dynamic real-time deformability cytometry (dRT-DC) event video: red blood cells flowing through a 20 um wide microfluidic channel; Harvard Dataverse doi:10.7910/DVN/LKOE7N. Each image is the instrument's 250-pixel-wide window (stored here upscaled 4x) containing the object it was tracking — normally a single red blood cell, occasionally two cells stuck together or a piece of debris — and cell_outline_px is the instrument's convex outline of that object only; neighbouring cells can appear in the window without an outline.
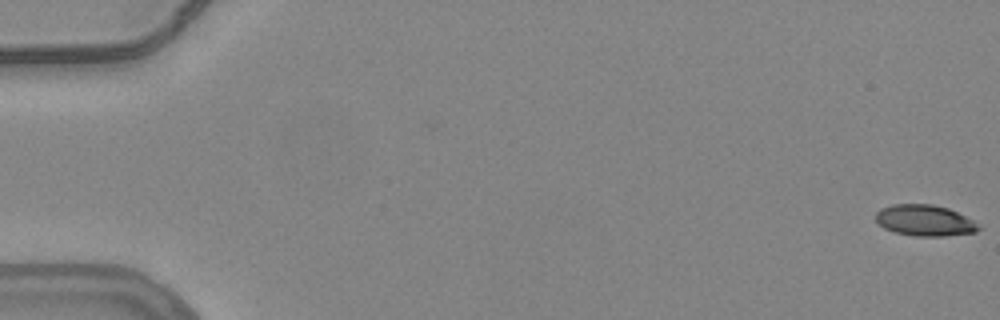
{"species": "common noctule bat (a hibernating species)", "species_latin": "Nyctalus noctula", "temperature_condition": "warm", "stored_images_in_passage": 56, "camera_frame_rate_fps": 3000, "um_per_image_px": 0.085, "animal": {"sex": "female", "body_mass_g": 24.6, "forearm_length_mm": 56.2}, "frame": {"image": 1, "passage_image": 1, "time_ms": 0.0, "image_size_px": [1000, 320], "cell_outline_px": [[980, 228], [976, 232], [944, 236], [916, 236], [896, 232], [884, 228], [876, 220], [876, 212], [880, 208], [892, 204], [932, 204], [948, 208], [972, 220]], "centroid_in_image_um": [78.57, 18.73], "position_along_channel_um": 6.4, "area_um2": 18.44}}
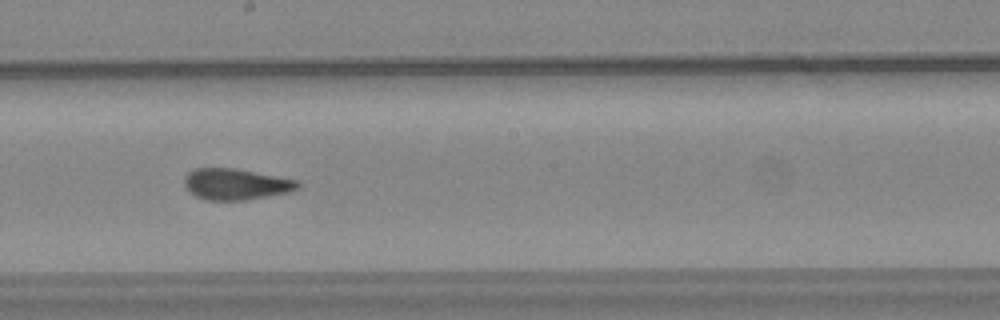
{"frame": {"image": 2, "passage_image": 32, "time_ms": 10.333, "image_size_px": [1000, 320], "cell_outline_px": [[300, 188], [288, 192], [248, 200], [204, 200], [196, 196], [184, 184], [184, 176], [188, 172], [196, 168], [236, 168], [296, 180], [300, 184]], "centroid_in_image_um": [20.04, 15.65], "position_along_channel_um": 228.2, "area_um2": 20.52}}
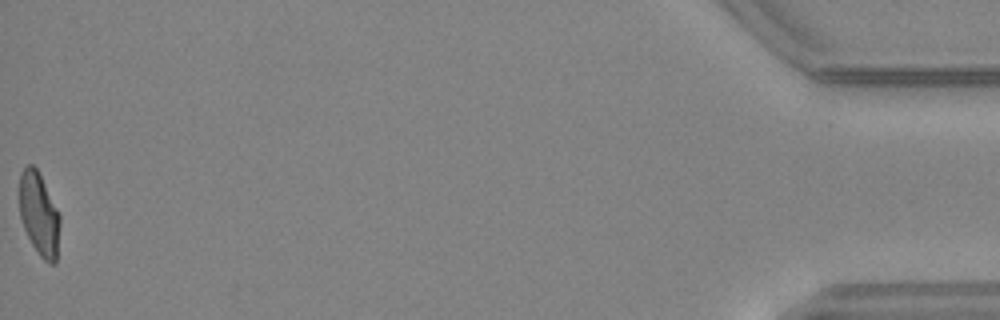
{"frame": {"image": 3, "passage_image": 56, "time_ms": 18.333, "image_size_px": [1000, 320], "cell_outline_px": [[60, 224], [56, 264], [48, 264], [40, 256], [32, 244], [24, 228], [20, 216], [20, 172], [28, 164], [32, 164], [36, 168], [60, 216]], "centroid_in_image_um": [3.33, 18.25], "position_along_channel_um": 431.9, "area_um2": 19.31}, "authors_computed_cell_mechanics": {"area_um2": 20.4612, "velocity_mm_per_s": 3.7865, "shape_relaxation_time_tau1_ms": null, "shape_relaxation_time_tau2_ms": 1.6609, "deformation_change_tau1": null, "deformation_change_tau2": 0.098}}